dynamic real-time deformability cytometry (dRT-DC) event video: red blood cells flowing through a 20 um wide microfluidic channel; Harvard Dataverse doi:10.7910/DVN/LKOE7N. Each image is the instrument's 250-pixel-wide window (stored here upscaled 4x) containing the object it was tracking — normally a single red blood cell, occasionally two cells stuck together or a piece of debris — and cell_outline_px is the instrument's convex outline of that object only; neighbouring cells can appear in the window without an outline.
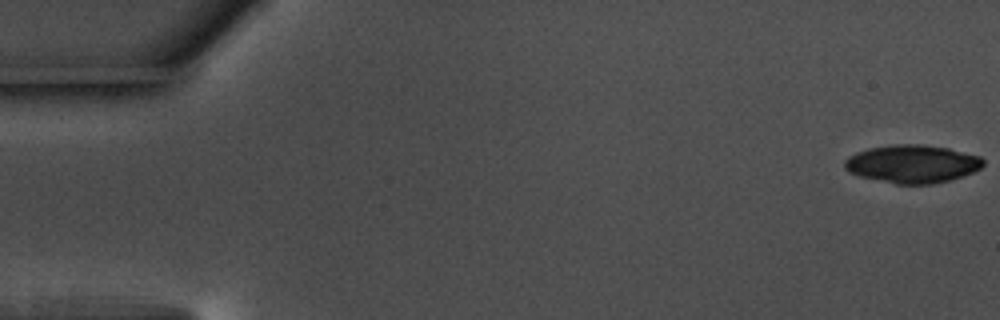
{"species": "common noctule bat (a hibernating species)", "species_latin": "Nyctalus noctula", "temperature_condition": "warm", "stored_images_in_passage": 7, "camera_frame_rate_fps": 3000, "um_per_image_px": 0.085, "animal": {"sex": "male", "body_mass_g": 17.5, "forearm_length_mm": 52.3}, "frame": {"image": 1, "passage_image": 1, "time_ms": 0.0, "image_size_px": [1000, 320], "cell_outline_px": [[984, 164], [980, 168], [964, 176], [952, 180], [932, 184], [896, 184], [860, 176], [848, 172], [844, 168], [844, 160], [848, 156], [856, 152], [868, 148], [892, 144], [924, 144], [948, 148], [980, 156], [984, 160]], "centroid_in_image_um": [77.54, 13.93], "position_along_channel_um": 7.5, "area_um2": 30.98}}